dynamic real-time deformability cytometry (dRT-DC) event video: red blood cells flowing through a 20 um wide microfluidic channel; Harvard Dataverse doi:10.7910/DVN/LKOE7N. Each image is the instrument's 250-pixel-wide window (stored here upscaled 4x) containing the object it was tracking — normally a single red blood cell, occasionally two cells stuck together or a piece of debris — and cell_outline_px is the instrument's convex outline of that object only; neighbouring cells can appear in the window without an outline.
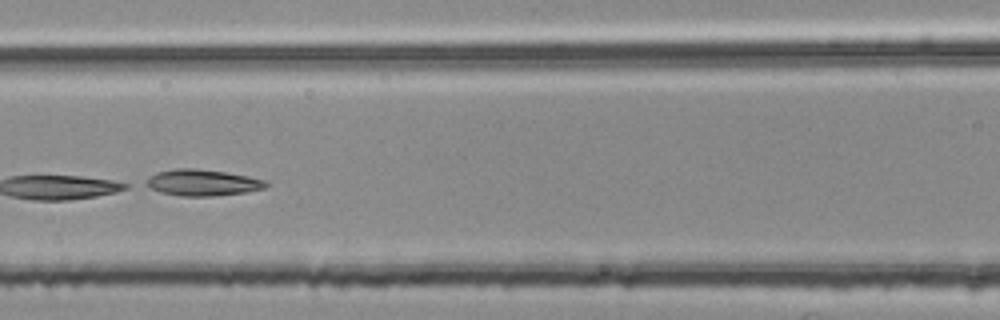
{"species": "common noctule bat (a hibernating species)", "species_latin": "Nyctalus noctula", "temperature_condition": "room temperature", "stored_images_in_passage": 48, "camera_frame_rate_fps": 3000, "um_per_image_px": 0.085, "animal": {"sex": "female", "body_mass_g": 25.1}, "frame": {"image": 1, "passage_image": 21, "time_ms": 6.667, "image_size_px": [1000, 320], "cell_outline_px": [[272, 184], [264, 188], [244, 192], [212, 196], [180, 196], [160, 192], [144, 184], [144, 180], [148, 176], [156, 172], [176, 168], [196, 168], [224, 172], [248, 176], [268, 180]], "centroid_in_image_um": [17.21, 15.51], "position_along_channel_um": 149.4, "area_um2": 18.55}}